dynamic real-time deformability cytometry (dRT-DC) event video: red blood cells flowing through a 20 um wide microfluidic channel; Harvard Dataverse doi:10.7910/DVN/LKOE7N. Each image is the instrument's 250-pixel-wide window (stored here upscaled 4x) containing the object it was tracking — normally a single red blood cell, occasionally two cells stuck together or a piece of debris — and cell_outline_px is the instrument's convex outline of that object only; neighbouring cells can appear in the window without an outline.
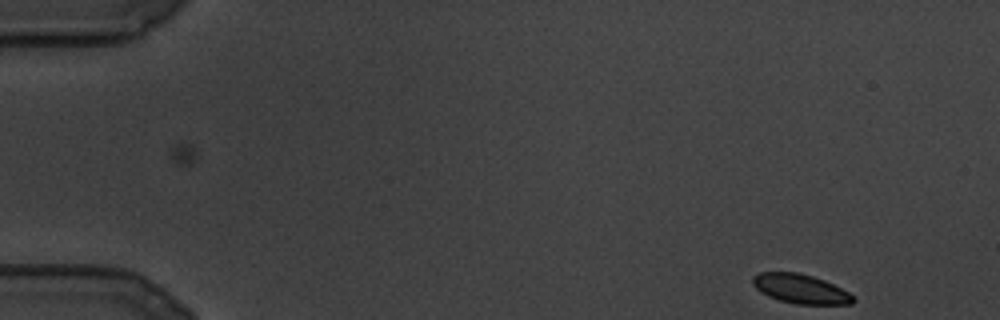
{"species": "common noctule bat (a hibernating species)", "species_latin": "Nyctalus noctula", "temperature_condition": "cold", "stored_images_in_passage": 103, "camera_frame_rate_fps": 3000, "um_per_image_px": 0.085, "animal": {"sex": "male", "body_mass_g": 19.5, "forearm_length_mm": 54.6}, "frame": {"image": 1, "passage_image": 1, "time_ms": 0.0, "image_size_px": [1000, 320], "cell_outline_px": [[856, 300], [852, 304], [796, 304], [780, 300], [768, 296], [760, 292], [752, 284], [752, 276], [760, 272], [796, 272], [812, 276], [824, 280], [848, 292]], "centroid_in_image_um": [68.01, 24.55], "position_along_channel_um": 17.0, "area_um2": 17.05}}
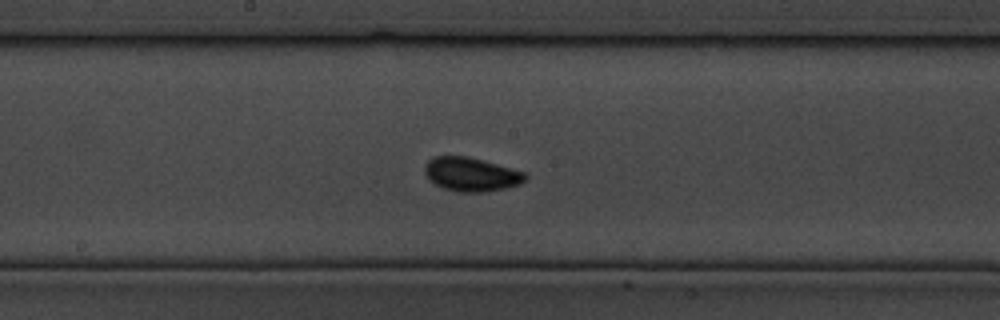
{"frame": {"image": 2, "passage_image": 51, "time_ms": 16.667, "image_size_px": [1000, 320], "cell_outline_px": [[528, 176], [520, 184], [504, 188], [484, 192], [460, 192], [444, 188], [428, 180], [424, 172], [424, 164], [432, 156], [468, 156], [524, 172]], "centroid_in_image_um": [40.0, 14.81], "position_along_channel_um": 208.2, "area_um2": 19.77}}
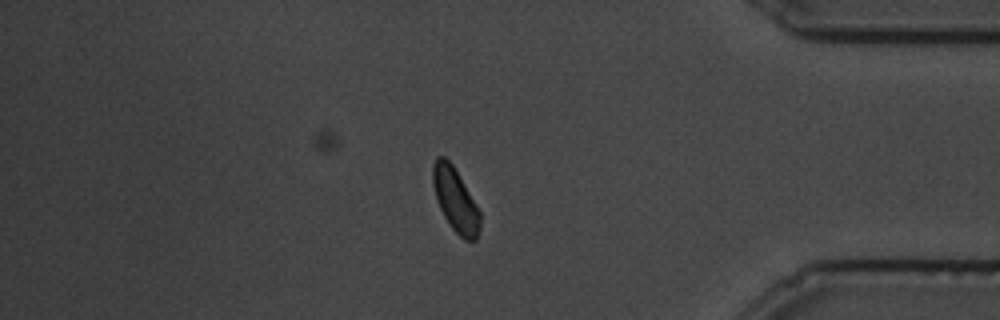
{"frame": {"image": 3, "passage_image": 86, "time_ms": 28.333, "image_size_px": [1000, 320], "cell_outline_px": [[480, 228], [476, 240], [464, 240], [452, 228], [444, 216], [436, 200], [432, 184], [432, 164], [436, 156], [444, 156], [452, 164], [480, 212]], "centroid_in_image_um": [38.67, 16.98], "position_along_channel_um": 396.5, "area_um2": 17.34}}